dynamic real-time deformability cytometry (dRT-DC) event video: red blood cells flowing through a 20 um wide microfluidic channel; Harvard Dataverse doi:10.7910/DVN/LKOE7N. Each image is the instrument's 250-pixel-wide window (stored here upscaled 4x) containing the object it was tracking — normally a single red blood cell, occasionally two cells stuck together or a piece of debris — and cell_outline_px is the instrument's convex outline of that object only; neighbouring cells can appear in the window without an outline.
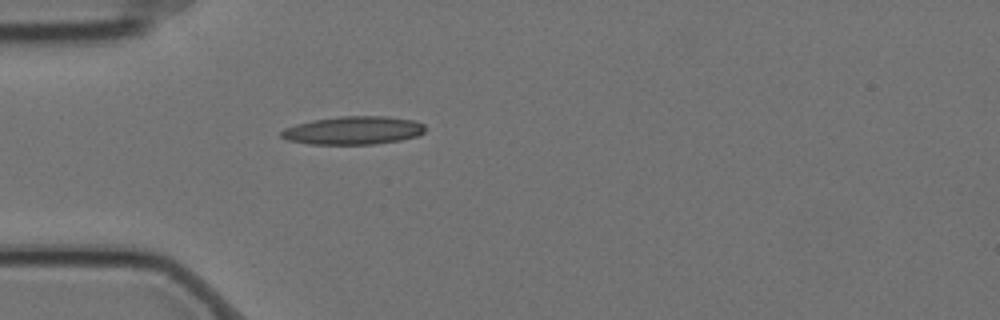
{"species": "Egyptian fruit bat (a non-hibernating species)", "species_latin": "Rousettus aegyptiacus", "temperature_condition": "cold", "stored_images_in_passage": 1, "camera_frame_rate_fps": 3000, "um_per_image_px": 0.085, "animal": {"sex": "female"}, "frame": {"image": 1, "passage_image": 1, "time_ms": 0.0, "image_size_px": [1000, 320], "cell_outline_px": [[424, 132], [420, 136], [400, 140], [372, 144], [308, 144], [288, 140], [280, 136], [280, 132], [284, 128], [296, 124], [312, 120], [340, 116], [388, 116], [416, 120], [424, 124]], "centroid_in_image_um": [30.05, 11.08], "position_along_channel_um": 55.0, "area_um2": 23.81}}